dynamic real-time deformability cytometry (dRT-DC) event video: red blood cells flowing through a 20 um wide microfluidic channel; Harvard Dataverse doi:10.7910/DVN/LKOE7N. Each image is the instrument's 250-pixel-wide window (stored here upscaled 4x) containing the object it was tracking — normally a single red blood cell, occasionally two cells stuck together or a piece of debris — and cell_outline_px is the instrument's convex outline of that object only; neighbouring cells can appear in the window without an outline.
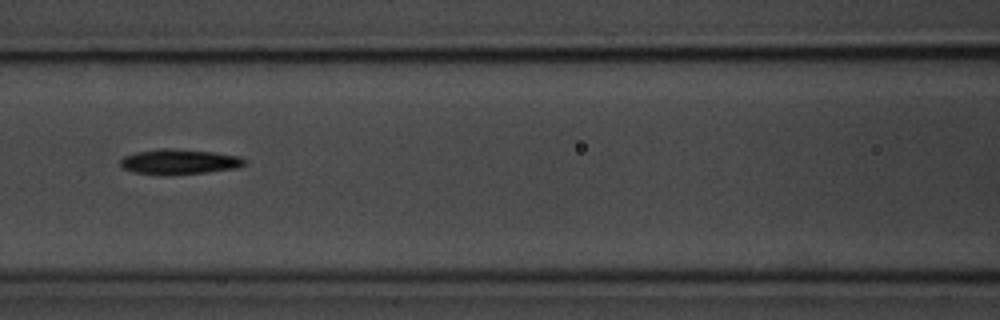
{"species": "common noctule bat (a hibernating species)", "species_latin": "Nyctalus noctula", "temperature_condition": "room temperature", "stored_images_in_passage": 5, "camera_frame_rate_fps": 3000, "um_per_image_px": 0.085, "animal": {"sex": "male", "body_mass_g": 20.1, "forearm_length_mm": 53.5}, "frame": {"image": 1, "passage_image": 3, "time_ms": 2.0, "image_size_px": [1000, 320], "cell_outline_px": [[248, 160], [244, 164], [236, 168], [204, 172], [132, 172], [120, 168], [120, 160], [124, 156], [136, 152], [164, 148], [172, 148], [212, 152], [240, 156]], "centroid_in_image_um": [15.25, 13.7], "position_along_channel_um": 151.4, "area_um2": 17.34}}
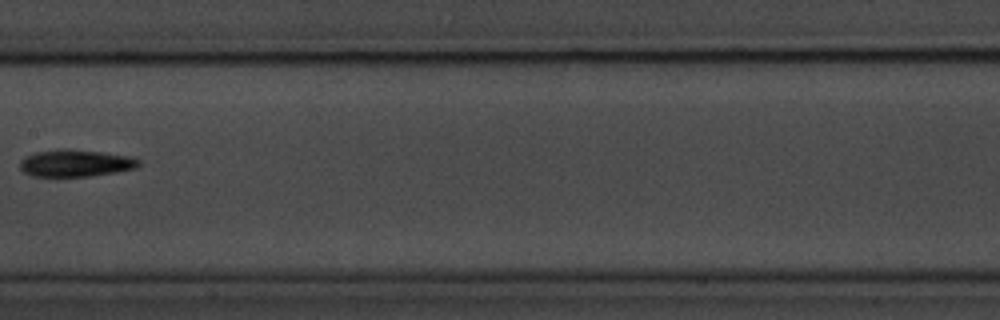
{"frame": {"image": 2, "passage_image": 4, "time_ms": 3.333, "image_size_px": [1000, 320], "cell_outline_px": [[140, 164], [136, 168], [116, 172], [88, 176], [32, 176], [24, 172], [20, 168], [20, 160], [24, 156], [36, 152], [64, 148], [68, 148], [104, 152], [128, 156], [140, 160]], "centroid_in_image_um": [6.41, 13.85], "position_along_channel_um": 201.0, "area_um2": 18.79}}